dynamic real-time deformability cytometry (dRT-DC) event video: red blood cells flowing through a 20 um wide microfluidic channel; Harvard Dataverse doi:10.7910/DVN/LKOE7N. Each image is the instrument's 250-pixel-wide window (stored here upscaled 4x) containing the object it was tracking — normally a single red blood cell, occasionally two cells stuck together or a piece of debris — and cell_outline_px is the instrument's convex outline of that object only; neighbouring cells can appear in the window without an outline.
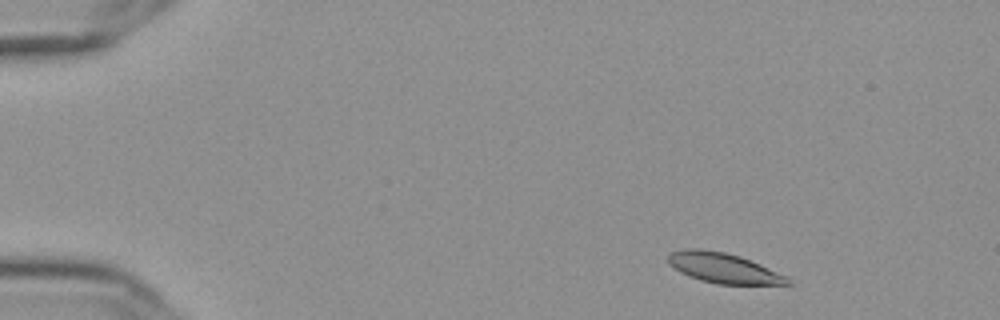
{"species": "Egyptian fruit bat (a non-hibernating species)", "species_latin": "Rousettus aegyptiacus", "temperature_condition": "cold", "stored_images_in_passage": 50, "camera_frame_rate_fps": 3000, "um_per_image_px": 0.085, "frame": {"image": 1, "passage_image": 1, "time_ms": 0.0, "image_size_px": [1000, 320], "cell_outline_px": [[792, 284], [716, 284], [700, 280], [688, 276], [680, 272], [668, 264], [668, 256], [672, 252], [688, 248], [700, 248], [724, 252], [740, 256], [760, 264], [788, 276], [792, 280]], "centroid_in_image_um": [61.51, 22.78], "position_along_channel_um": 23.5, "area_um2": 21.04}}
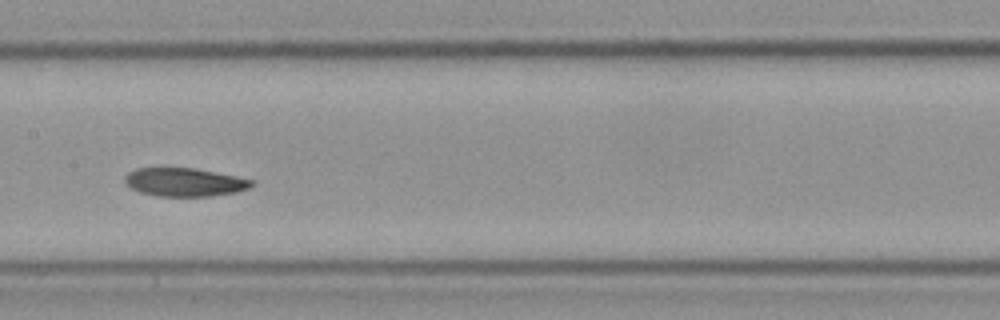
{"frame": {"image": 2, "passage_image": 23, "time_ms": 7.333, "image_size_px": [1000, 320], "cell_outline_px": [[256, 184], [248, 188], [236, 192], [212, 196], [156, 196], [140, 192], [132, 188], [124, 180], [124, 176], [128, 172], [136, 168], [196, 168], [236, 176], [252, 180]], "centroid_in_image_um": [15.69, 15.48], "position_along_channel_um": 191.7, "area_um2": 20.98}}
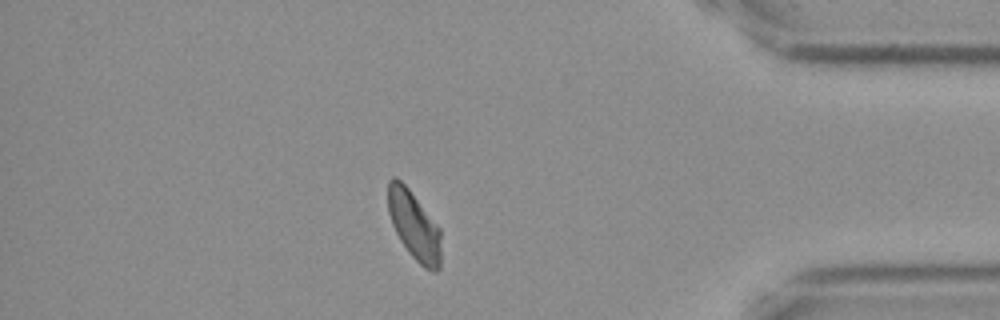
{"frame": {"image": 3, "passage_image": 43, "time_ms": 14.0, "image_size_px": [1000, 320], "cell_outline_px": [[440, 268], [436, 272], [432, 272], [424, 268], [408, 252], [400, 240], [392, 224], [388, 212], [388, 180], [392, 176], [396, 176], [408, 188], [440, 228]], "centroid_in_image_um": [35.19, 19.17], "position_along_channel_um": 400.0, "area_um2": 21.15}, "authors_computed_cell_mechanics": {"area_um2": 21.4149, "velocity_mm_per_s": 3.5909, "shape_relaxation_time_tau1_ms": 3.905, "shape_relaxation_time_tau2_ms": 2.8921, "deformation_change_tau1": 0.1402, "deformation_change_tau2": 0.0755}}